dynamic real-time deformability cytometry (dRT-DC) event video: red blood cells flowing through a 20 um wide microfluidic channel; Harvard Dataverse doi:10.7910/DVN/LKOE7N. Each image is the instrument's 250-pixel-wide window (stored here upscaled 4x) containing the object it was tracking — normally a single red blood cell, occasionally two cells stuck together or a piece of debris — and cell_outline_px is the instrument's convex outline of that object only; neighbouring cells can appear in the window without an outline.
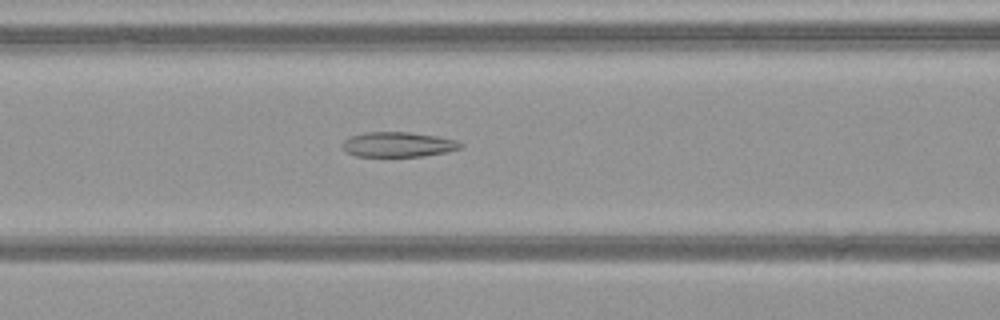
{"species": "common noctule bat (a hibernating species)", "species_latin": "Nyctalus noctula", "temperature_condition": "warm", "stored_images_in_passage": 52, "camera_frame_rate_fps": 3000, "um_per_image_px": 0.085, "animal": {"sex": "female", "body_mass_g": 21.9}, "frame": {"image": 1, "passage_image": 23, "time_ms": 7.333, "image_size_px": [1000, 320], "cell_outline_px": [[464, 144], [460, 148], [444, 152], [424, 156], [356, 156], [348, 152], [340, 144], [344, 140], [352, 136], [364, 132], [408, 132], [436, 136], [456, 140]], "centroid_in_image_um": [33.83, 12.27], "position_along_channel_um": 132.8, "area_um2": 16.99}}
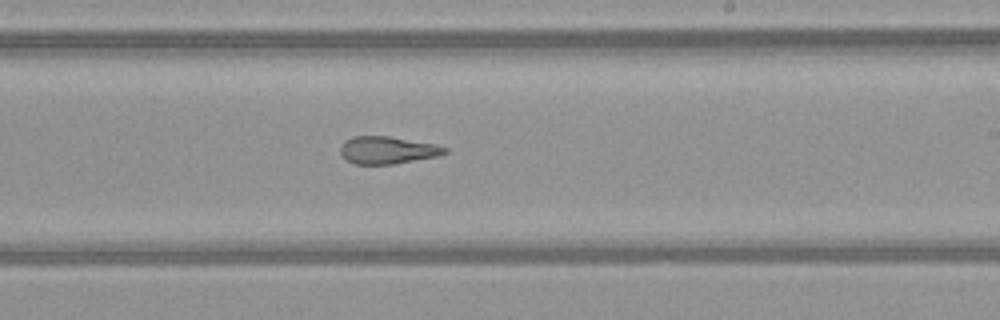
{"frame": {"image": 2, "passage_image": 32, "time_ms": 10.333, "image_size_px": [1000, 320], "cell_outline_px": [[448, 152], [440, 156], [392, 164], [356, 164], [348, 160], [340, 152], [340, 144], [344, 140], [352, 136], [388, 136], [432, 144], [448, 148]], "centroid_in_image_um": [32.92, 12.76], "position_along_channel_um": 256.1, "area_um2": 16.59}}
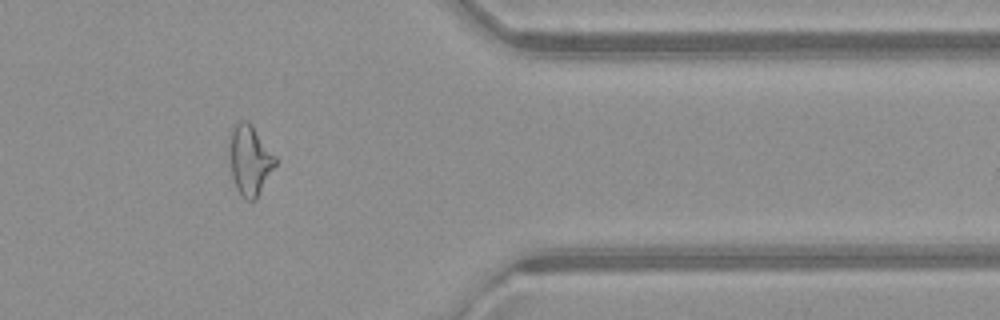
{"frame": {"image": 3, "passage_image": 43, "time_ms": 14.0, "image_size_px": [1000, 320], "cell_outline_px": [[276, 164], [256, 200], [248, 200], [236, 188], [232, 176], [228, 152], [228, 132], [236, 120], [248, 120], [252, 124], [276, 156]], "centroid_in_image_um": [21.19, 13.52], "position_along_channel_um": 390.2, "area_um2": 19.19}, "authors_computed_cell_mechanics": {"area_um2": 20.3167, "velocity_mm_per_s": 4.1056, "shape_relaxation_time_tau1_ms": null, "shape_relaxation_time_tau2_ms": 2.0836, "deformation_change_tau1": null, "deformation_change_tau2": 0.119}}